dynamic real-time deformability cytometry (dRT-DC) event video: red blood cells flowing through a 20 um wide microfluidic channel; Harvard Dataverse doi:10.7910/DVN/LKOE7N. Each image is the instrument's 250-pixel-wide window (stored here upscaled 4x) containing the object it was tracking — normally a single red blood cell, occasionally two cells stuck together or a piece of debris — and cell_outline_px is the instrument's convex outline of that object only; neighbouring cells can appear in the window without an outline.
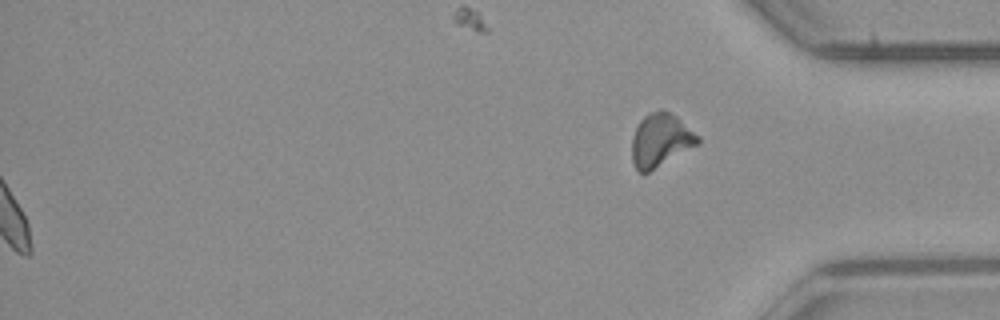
{"species": "common noctule bat (a hibernating species)", "species_latin": "Nyctalus noctula", "temperature_condition": "room temperature", "stored_images_in_passage": 49, "segment_of_instrument_passage": [2, 2], "camera_frame_rate_fps": 3000, "um_per_image_px": 0.085, "animal": {"sex": "male", "body_mass_g": 23.1, "forearm_length_mm": 52.7}, "frame": {"image": 1, "passage_image": 49, "time_ms": 16.0, "image_size_px": [1000, 320], "cell_outline_px": [[700, 144], [648, 172], [640, 172], [636, 168], [632, 160], [632, 136], [640, 120], [644, 116], [660, 108], [676, 116], [700, 136]], "centroid_in_image_um": [56.17, 11.91], "position_along_channel_um": 379.0, "area_um2": 20.4}}